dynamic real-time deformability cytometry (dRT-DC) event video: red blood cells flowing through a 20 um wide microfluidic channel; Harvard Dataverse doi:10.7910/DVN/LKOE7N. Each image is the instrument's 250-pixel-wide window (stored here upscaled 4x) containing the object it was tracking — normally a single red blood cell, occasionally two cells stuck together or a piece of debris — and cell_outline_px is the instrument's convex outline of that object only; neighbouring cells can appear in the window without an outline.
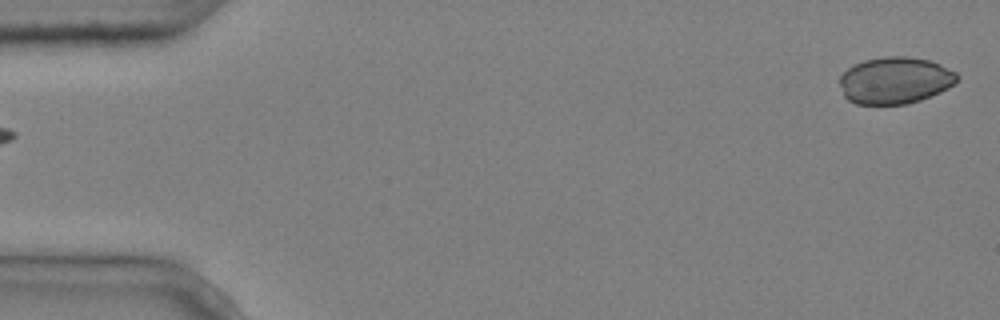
{"species": "common noctule bat (a hibernating species)", "species_latin": "Nyctalus noctula", "temperature_condition": "cold", "stored_images_in_passage": 6, "camera_frame_rate_fps": 3000, "um_per_image_px": 0.085, "animal": {"sex": "male", "body_mass_g": 20.4}, "frame": {"image": 1, "passage_image": 6, "time_ms": 1.667, "image_size_px": [1000, 320], "cell_outline_px": [[960, 76], [948, 88], [940, 92], [920, 100], [908, 104], [856, 104], [848, 100], [844, 96], [840, 84], [840, 76], [848, 68], [864, 60], [884, 56], [908, 56], [928, 60], [940, 64], [956, 72]], "centroid_in_image_um": [76.07, 6.83], "position_along_channel_um": 8.9, "area_um2": 32.02}}